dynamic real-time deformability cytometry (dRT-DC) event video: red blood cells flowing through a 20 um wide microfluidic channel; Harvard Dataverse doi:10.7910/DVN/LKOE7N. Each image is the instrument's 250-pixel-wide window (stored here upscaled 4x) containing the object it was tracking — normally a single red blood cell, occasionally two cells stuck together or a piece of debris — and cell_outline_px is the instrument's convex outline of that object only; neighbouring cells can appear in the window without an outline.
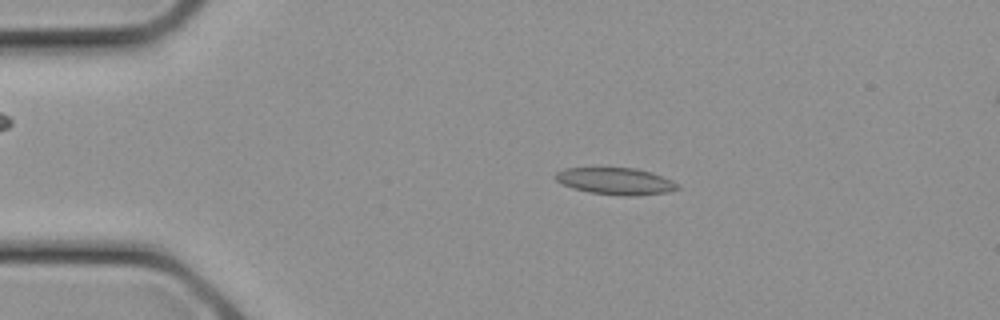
{"species": "common noctule bat (a hibernating species)", "species_latin": "Nyctalus noctula", "temperature_condition": "cold", "stored_images_in_passage": 12, "camera_frame_rate_fps": 3000, "um_per_image_px": 0.085, "animal": {"sex": "female", "body_mass_g": 21.9}, "frame": {"image": 1, "passage_image": 6, "time_ms": 1.667, "image_size_px": [1000, 320], "cell_outline_px": [[680, 188], [668, 192], [636, 196], [624, 196], [588, 192], [564, 184], [556, 180], [552, 176], [556, 172], [564, 168], [636, 168], [672, 180], [680, 184]], "centroid_in_image_um": [52.34, 15.4], "position_along_channel_um": 32.7, "area_um2": 19.02}}
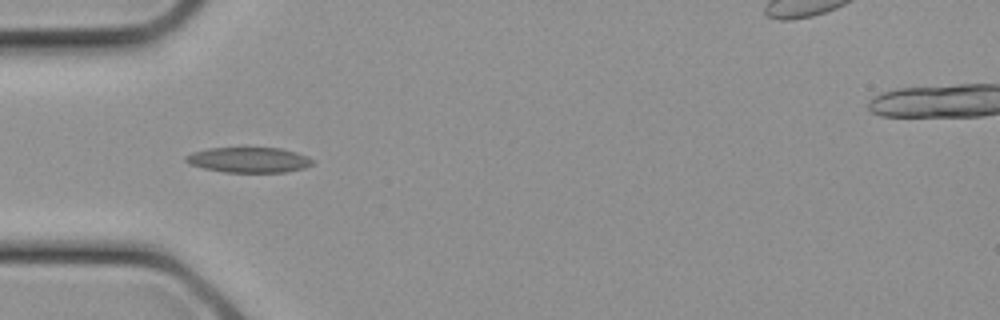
{"frame": {"image": 2, "passage_image": 9, "time_ms": 2.667, "image_size_px": [1000, 320], "cell_outline_px": [[316, 160], [312, 164], [304, 168], [284, 172], [224, 172], [204, 168], [188, 164], [184, 160], [184, 156], [192, 152], [208, 148], [280, 148], [296, 152], [308, 156]], "centroid_in_image_um": [21.14, 13.59], "position_along_channel_um": 63.9, "area_um2": 18.79}}
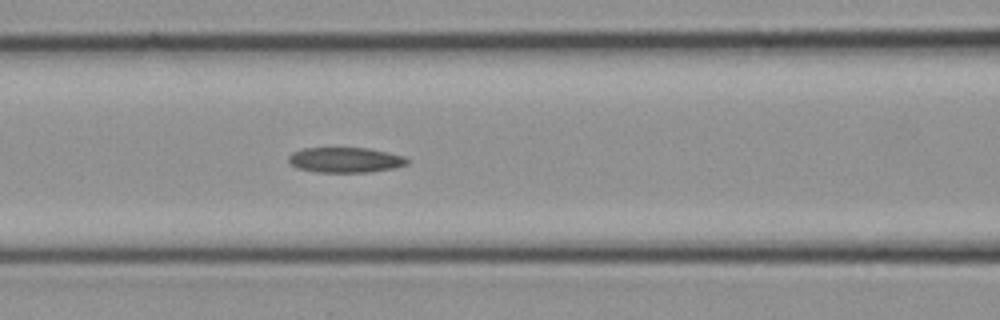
{"frame": {"image": 3, "passage_image": 12, "time_ms": 3.667, "image_size_px": [1000, 320], "cell_outline_px": [[412, 160], [408, 164], [392, 168], [368, 172], [316, 172], [296, 168], [288, 160], [288, 156], [292, 152], [304, 148], [368, 148], [388, 152], [404, 156]], "centroid_in_image_um": [29.37, 13.59], "position_along_channel_um": 137.2, "area_um2": 17.51}}